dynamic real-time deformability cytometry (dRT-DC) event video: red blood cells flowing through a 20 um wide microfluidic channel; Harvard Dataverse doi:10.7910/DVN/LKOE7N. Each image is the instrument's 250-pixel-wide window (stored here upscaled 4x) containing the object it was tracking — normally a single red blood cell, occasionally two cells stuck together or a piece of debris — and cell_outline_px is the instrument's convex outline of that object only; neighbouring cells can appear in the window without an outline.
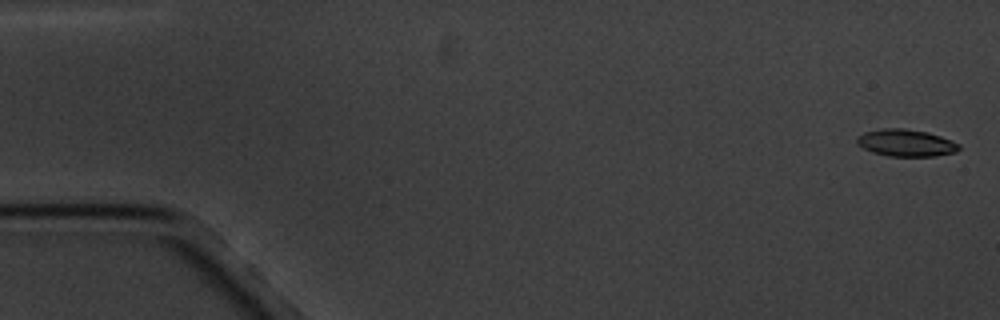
{"species": "common noctule bat (a hibernating species)", "species_latin": "Nyctalus noctula", "temperature_condition": "cold", "stored_images_in_passage": 7, "camera_frame_rate_fps": 3000, "um_per_image_px": 0.085, "animal": {"sex": "male", "body_mass_g": 20.1, "forearm_length_mm": 53.5}, "frame": {"image": 1, "passage_image": 1, "time_ms": 0.0, "image_size_px": [1000, 320], "cell_outline_px": [[960, 148], [956, 152], [936, 156], [888, 156], [872, 152], [864, 148], [856, 140], [864, 132], [884, 128], [904, 128], [928, 132], [952, 140], [960, 144]], "centroid_in_image_um": [77.06, 12.14], "position_along_channel_um": 7.9, "area_um2": 16.01}}
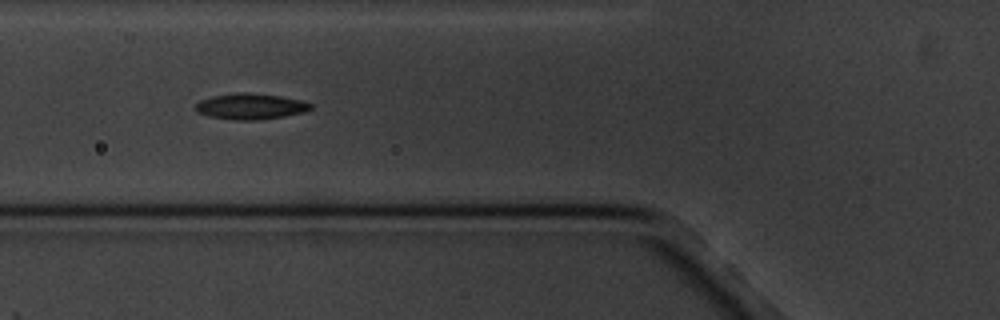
{"frame": {"image": 2, "passage_image": 6, "time_ms": 6.667, "image_size_px": [1000, 320], "cell_outline_px": [[312, 108], [304, 112], [284, 116], [256, 120], [236, 120], [208, 116], [200, 112], [196, 108], [196, 104], [200, 100], [212, 96], [240, 92], [248, 92], [280, 96], [300, 100], [312, 104]], "centroid_in_image_um": [21.31, 9.04], "position_along_channel_um": 104.5, "area_um2": 17.17}}
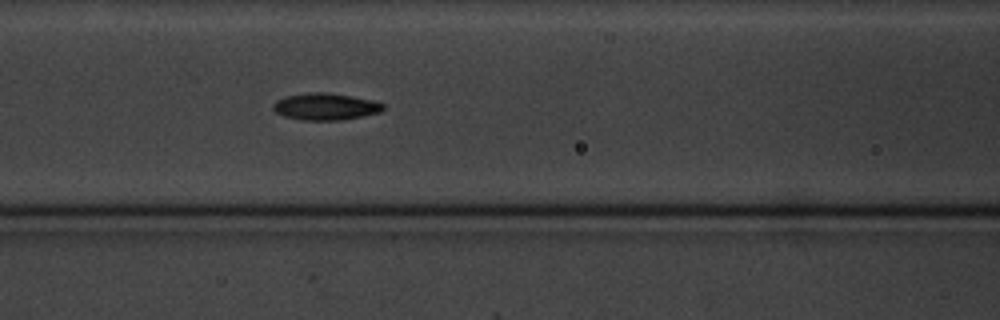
{"frame": {"image": 3, "passage_image": 7, "time_ms": 7.667, "image_size_px": [1000, 320], "cell_outline_px": [[384, 108], [380, 112], [340, 120], [300, 120], [284, 116], [276, 112], [272, 108], [272, 104], [276, 100], [288, 96], [308, 92], [324, 92], [372, 100], [384, 104]], "centroid_in_image_um": [27.62, 9.06], "position_along_channel_um": 139.0, "area_um2": 16.99}}